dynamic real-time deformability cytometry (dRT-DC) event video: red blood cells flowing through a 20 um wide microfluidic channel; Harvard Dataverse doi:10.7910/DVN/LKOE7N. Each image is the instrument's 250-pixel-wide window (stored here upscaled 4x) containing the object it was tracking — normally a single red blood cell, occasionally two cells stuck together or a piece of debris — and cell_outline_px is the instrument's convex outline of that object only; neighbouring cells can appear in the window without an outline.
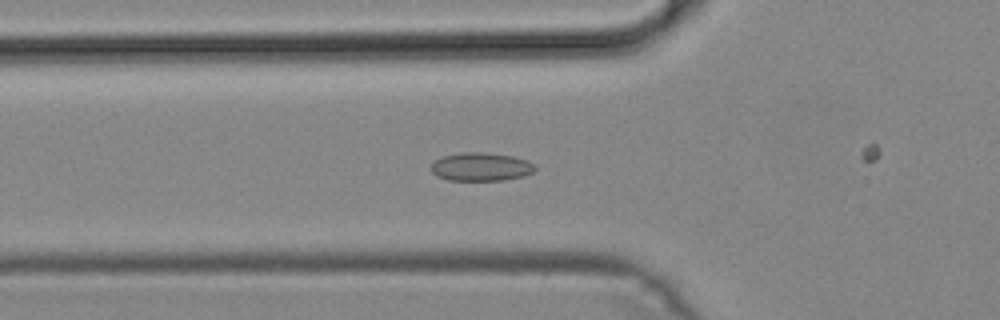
{"species": "common noctule bat (a hibernating species)", "species_latin": "Nyctalus noctula", "temperature_condition": "cold", "stored_images_in_passage": 40, "camera_frame_rate_fps": 3000, "um_per_image_px": 0.085, "animal": {"sex": "male", "body_mass_g": 19.2, "forearm_length_mm": 51.8}, "frame": {"image": 1, "passage_image": 17, "time_ms": 5.333, "image_size_px": [1000, 320], "cell_outline_px": [[536, 168], [532, 172], [524, 176], [504, 180], [448, 180], [436, 176], [432, 172], [432, 164], [436, 160], [444, 156], [464, 152], [484, 152], [512, 156], [536, 164]], "centroid_in_image_um": [40.89, 14.18], "position_along_channel_um": 84.9, "area_um2": 17.05}}
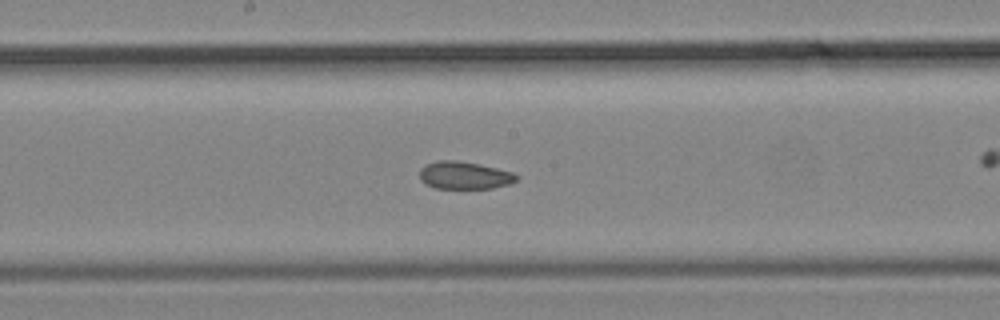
{"frame": {"image": 2, "passage_image": 26, "time_ms": 8.333, "image_size_px": [1000, 320], "cell_outline_px": [[520, 176], [516, 180], [508, 184], [492, 188], [436, 188], [424, 184], [420, 180], [420, 168], [424, 164], [436, 160], [456, 160], [480, 164], [512, 172]], "centroid_in_image_um": [39.43, 14.89], "position_along_channel_um": 208.8, "area_um2": 15.66}}
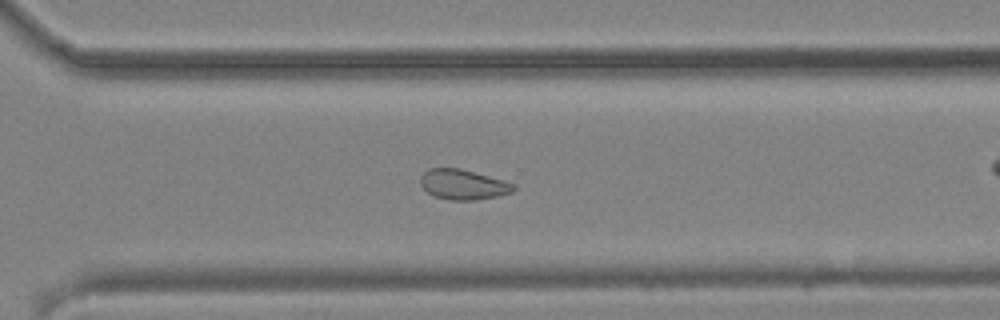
{"frame": {"image": 3, "passage_image": 35, "time_ms": 11.333, "image_size_px": [1000, 320], "cell_outline_px": [[516, 188], [512, 192], [496, 196], [476, 200], [452, 200], [436, 196], [428, 192], [420, 184], [420, 176], [428, 168], [460, 168], [516, 184]], "centroid_in_image_um": [39.36, 15.67], "position_along_channel_um": 331.2, "area_um2": 16.18}}